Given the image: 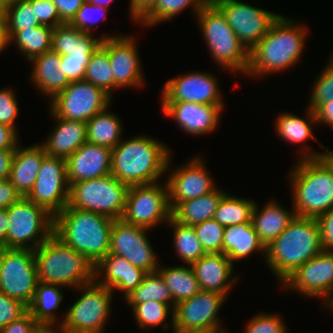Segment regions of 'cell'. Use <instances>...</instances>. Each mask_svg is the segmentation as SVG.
<instances>
[{
	"label": "cell",
	"mask_w": 333,
	"mask_h": 333,
	"mask_svg": "<svg viewBox=\"0 0 333 333\" xmlns=\"http://www.w3.org/2000/svg\"><path fill=\"white\" fill-rule=\"evenodd\" d=\"M60 284L43 283L38 281L35 294L28 311L36 322L44 329H59L62 321H59L57 310L64 299Z\"/></svg>",
	"instance_id": "cell-31"
},
{
	"label": "cell",
	"mask_w": 333,
	"mask_h": 333,
	"mask_svg": "<svg viewBox=\"0 0 333 333\" xmlns=\"http://www.w3.org/2000/svg\"><path fill=\"white\" fill-rule=\"evenodd\" d=\"M42 329L27 310L21 317L0 330V333H39Z\"/></svg>",
	"instance_id": "cell-53"
},
{
	"label": "cell",
	"mask_w": 333,
	"mask_h": 333,
	"mask_svg": "<svg viewBox=\"0 0 333 333\" xmlns=\"http://www.w3.org/2000/svg\"><path fill=\"white\" fill-rule=\"evenodd\" d=\"M207 3L214 2L215 0H205Z\"/></svg>",
	"instance_id": "cell-70"
},
{
	"label": "cell",
	"mask_w": 333,
	"mask_h": 333,
	"mask_svg": "<svg viewBox=\"0 0 333 333\" xmlns=\"http://www.w3.org/2000/svg\"><path fill=\"white\" fill-rule=\"evenodd\" d=\"M308 31L307 25L280 14L268 33L249 51L245 75L262 78L293 68L302 58Z\"/></svg>",
	"instance_id": "cell-1"
},
{
	"label": "cell",
	"mask_w": 333,
	"mask_h": 333,
	"mask_svg": "<svg viewBox=\"0 0 333 333\" xmlns=\"http://www.w3.org/2000/svg\"><path fill=\"white\" fill-rule=\"evenodd\" d=\"M5 20L7 31H21L41 25L29 0L8 3Z\"/></svg>",
	"instance_id": "cell-44"
},
{
	"label": "cell",
	"mask_w": 333,
	"mask_h": 333,
	"mask_svg": "<svg viewBox=\"0 0 333 333\" xmlns=\"http://www.w3.org/2000/svg\"><path fill=\"white\" fill-rule=\"evenodd\" d=\"M205 0H156L154 6L137 22L141 26L151 27L165 21H171L184 9L191 7L194 16L206 4Z\"/></svg>",
	"instance_id": "cell-41"
},
{
	"label": "cell",
	"mask_w": 333,
	"mask_h": 333,
	"mask_svg": "<svg viewBox=\"0 0 333 333\" xmlns=\"http://www.w3.org/2000/svg\"><path fill=\"white\" fill-rule=\"evenodd\" d=\"M55 126L40 144L48 156L66 159L87 142L86 122L57 117L50 109Z\"/></svg>",
	"instance_id": "cell-26"
},
{
	"label": "cell",
	"mask_w": 333,
	"mask_h": 333,
	"mask_svg": "<svg viewBox=\"0 0 333 333\" xmlns=\"http://www.w3.org/2000/svg\"><path fill=\"white\" fill-rule=\"evenodd\" d=\"M112 1L113 0H85V2H87V3L102 6V7H106L108 9H110L109 5Z\"/></svg>",
	"instance_id": "cell-65"
},
{
	"label": "cell",
	"mask_w": 333,
	"mask_h": 333,
	"mask_svg": "<svg viewBox=\"0 0 333 333\" xmlns=\"http://www.w3.org/2000/svg\"><path fill=\"white\" fill-rule=\"evenodd\" d=\"M219 87L217 78L211 73L187 72L166 81L161 102L224 105Z\"/></svg>",
	"instance_id": "cell-19"
},
{
	"label": "cell",
	"mask_w": 333,
	"mask_h": 333,
	"mask_svg": "<svg viewBox=\"0 0 333 333\" xmlns=\"http://www.w3.org/2000/svg\"><path fill=\"white\" fill-rule=\"evenodd\" d=\"M90 56L61 55L60 71H62L70 82L84 79Z\"/></svg>",
	"instance_id": "cell-50"
},
{
	"label": "cell",
	"mask_w": 333,
	"mask_h": 333,
	"mask_svg": "<svg viewBox=\"0 0 333 333\" xmlns=\"http://www.w3.org/2000/svg\"><path fill=\"white\" fill-rule=\"evenodd\" d=\"M150 229L114 220L108 254L123 256L132 265L147 273L157 272L160 265L156 251L147 237Z\"/></svg>",
	"instance_id": "cell-15"
},
{
	"label": "cell",
	"mask_w": 333,
	"mask_h": 333,
	"mask_svg": "<svg viewBox=\"0 0 333 333\" xmlns=\"http://www.w3.org/2000/svg\"><path fill=\"white\" fill-rule=\"evenodd\" d=\"M38 281L70 289L94 281V265L54 234L34 250Z\"/></svg>",
	"instance_id": "cell-6"
},
{
	"label": "cell",
	"mask_w": 333,
	"mask_h": 333,
	"mask_svg": "<svg viewBox=\"0 0 333 333\" xmlns=\"http://www.w3.org/2000/svg\"><path fill=\"white\" fill-rule=\"evenodd\" d=\"M116 36L119 34L95 37L93 33L83 32L70 23H64L53 30L51 50L59 55L91 56L104 39Z\"/></svg>",
	"instance_id": "cell-29"
},
{
	"label": "cell",
	"mask_w": 333,
	"mask_h": 333,
	"mask_svg": "<svg viewBox=\"0 0 333 333\" xmlns=\"http://www.w3.org/2000/svg\"><path fill=\"white\" fill-rule=\"evenodd\" d=\"M171 158L172 155L166 168V173L169 171L170 175L167 174L165 179L171 210L179 203L208 194L217 187L213 176L207 170L204 157L200 155L192 157L182 166H177L176 169L171 166Z\"/></svg>",
	"instance_id": "cell-16"
},
{
	"label": "cell",
	"mask_w": 333,
	"mask_h": 333,
	"mask_svg": "<svg viewBox=\"0 0 333 333\" xmlns=\"http://www.w3.org/2000/svg\"><path fill=\"white\" fill-rule=\"evenodd\" d=\"M15 150H0V180L9 179Z\"/></svg>",
	"instance_id": "cell-60"
},
{
	"label": "cell",
	"mask_w": 333,
	"mask_h": 333,
	"mask_svg": "<svg viewBox=\"0 0 333 333\" xmlns=\"http://www.w3.org/2000/svg\"><path fill=\"white\" fill-rule=\"evenodd\" d=\"M112 96L85 80L71 82L49 102V109L60 118L87 122L111 105Z\"/></svg>",
	"instance_id": "cell-12"
},
{
	"label": "cell",
	"mask_w": 333,
	"mask_h": 333,
	"mask_svg": "<svg viewBox=\"0 0 333 333\" xmlns=\"http://www.w3.org/2000/svg\"><path fill=\"white\" fill-rule=\"evenodd\" d=\"M82 295L62 317L60 333H104L110 317L113 291L95 281L75 288Z\"/></svg>",
	"instance_id": "cell-8"
},
{
	"label": "cell",
	"mask_w": 333,
	"mask_h": 333,
	"mask_svg": "<svg viewBox=\"0 0 333 333\" xmlns=\"http://www.w3.org/2000/svg\"><path fill=\"white\" fill-rule=\"evenodd\" d=\"M54 28L39 25L21 31H7L9 45L15 44L20 54L30 61L52 49V34Z\"/></svg>",
	"instance_id": "cell-36"
},
{
	"label": "cell",
	"mask_w": 333,
	"mask_h": 333,
	"mask_svg": "<svg viewBox=\"0 0 333 333\" xmlns=\"http://www.w3.org/2000/svg\"><path fill=\"white\" fill-rule=\"evenodd\" d=\"M167 225L173 229V249L183 264L191 265L206 254L197 238L194 226L182 224L173 217Z\"/></svg>",
	"instance_id": "cell-38"
},
{
	"label": "cell",
	"mask_w": 333,
	"mask_h": 333,
	"mask_svg": "<svg viewBox=\"0 0 333 333\" xmlns=\"http://www.w3.org/2000/svg\"><path fill=\"white\" fill-rule=\"evenodd\" d=\"M2 261H3V247H0V275L2 271Z\"/></svg>",
	"instance_id": "cell-68"
},
{
	"label": "cell",
	"mask_w": 333,
	"mask_h": 333,
	"mask_svg": "<svg viewBox=\"0 0 333 333\" xmlns=\"http://www.w3.org/2000/svg\"><path fill=\"white\" fill-rule=\"evenodd\" d=\"M314 80L307 107L314 110L319 104L333 100V57Z\"/></svg>",
	"instance_id": "cell-46"
},
{
	"label": "cell",
	"mask_w": 333,
	"mask_h": 333,
	"mask_svg": "<svg viewBox=\"0 0 333 333\" xmlns=\"http://www.w3.org/2000/svg\"><path fill=\"white\" fill-rule=\"evenodd\" d=\"M255 203L252 214V226L258 234L259 240L267 247L272 241L280 236L288 227L289 223L295 218V210H285L280 203L268 201L264 207Z\"/></svg>",
	"instance_id": "cell-30"
},
{
	"label": "cell",
	"mask_w": 333,
	"mask_h": 333,
	"mask_svg": "<svg viewBox=\"0 0 333 333\" xmlns=\"http://www.w3.org/2000/svg\"><path fill=\"white\" fill-rule=\"evenodd\" d=\"M317 126L326 124L333 128V100L319 104L314 110Z\"/></svg>",
	"instance_id": "cell-58"
},
{
	"label": "cell",
	"mask_w": 333,
	"mask_h": 333,
	"mask_svg": "<svg viewBox=\"0 0 333 333\" xmlns=\"http://www.w3.org/2000/svg\"><path fill=\"white\" fill-rule=\"evenodd\" d=\"M225 193L216 187L208 194L183 201L172 210V217L182 224L191 226L214 219L215 211Z\"/></svg>",
	"instance_id": "cell-33"
},
{
	"label": "cell",
	"mask_w": 333,
	"mask_h": 333,
	"mask_svg": "<svg viewBox=\"0 0 333 333\" xmlns=\"http://www.w3.org/2000/svg\"><path fill=\"white\" fill-rule=\"evenodd\" d=\"M109 107L86 122L87 142L113 149L121 140L123 125Z\"/></svg>",
	"instance_id": "cell-35"
},
{
	"label": "cell",
	"mask_w": 333,
	"mask_h": 333,
	"mask_svg": "<svg viewBox=\"0 0 333 333\" xmlns=\"http://www.w3.org/2000/svg\"><path fill=\"white\" fill-rule=\"evenodd\" d=\"M225 15L227 22L245 48L250 51L267 33L280 16L257 8L243 0H215L213 2Z\"/></svg>",
	"instance_id": "cell-14"
},
{
	"label": "cell",
	"mask_w": 333,
	"mask_h": 333,
	"mask_svg": "<svg viewBox=\"0 0 333 333\" xmlns=\"http://www.w3.org/2000/svg\"><path fill=\"white\" fill-rule=\"evenodd\" d=\"M39 333H60L59 329H42Z\"/></svg>",
	"instance_id": "cell-67"
},
{
	"label": "cell",
	"mask_w": 333,
	"mask_h": 333,
	"mask_svg": "<svg viewBox=\"0 0 333 333\" xmlns=\"http://www.w3.org/2000/svg\"><path fill=\"white\" fill-rule=\"evenodd\" d=\"M113 222L109 217L66 205L54 217V235L95 266L109 253Z\"/></svg>",
	"instance_id": "cell-4"
},
{
	"label": "cell",
	"mask_w": 333,
	"mask_h": 333,
	"mask_svg": "<svg viewBox=\"0 0 333 333\" xmlns=\"http://www.w3.org/2000/svg\"><path fill=\"white\" fill-rule=\"evenodd\" d=\"M147 274L132 265L123 256L107 254L94 267V281L114 291L124 293V298L135 290Z\"/></svg>",
	"instance_id": "cell-24"
},
{
	"label": "cell",
	"mask_w": 333,
	"mask_h": 333,
	"mask_svg": "<svg viewBox=\"0 0 333 333\" xmlns=\"http://www.w3.org/2000/svg\"><path fill=\"white\" fill-rule=\"evenodd\" d=\"M255 203L252 199L237 198L226 192L218 204L214 219L224 227L251 223Z\"/></svg>",
	"instance_id": "cell-39"
},
{
	"label": "cell",
	"mask_w": 333,
	"mask_h": 333,
	"mask_svg": "<svg viewBox=\"0 0 333 333\" xmlns=\"http://www.w3.org/2000/svg\"><path fill=\"white\" fill-rule=\"evenodd\" d=\"M5 1L8 4V3H11V2H14V1H17V0H5Z\"/></svg>",
	"instance_id": "cell-69"
},
{
	"label": "cell",
	"mask_w": 333,
	"mask_h": 333,
	"mask_svg": "<svg viewBox=\"0 0 333 333\" xmlns=\"http://www.w3.org/2000/svg\"><path fill=\"white\" fill-rule=\"evenodd\" d=\"M316 219L320 227L322 249L333 251V208Z\"/></svg>",
	"instance_id": "cell-54"
},
{
	"label": "cell",
	"mask_w": 333,
	"mask_h": 333,
	"mask_svg": "<svg viewBox=\"0 0 333 333\" xmlns=\"http://www.w3.org/2000/svg\"><path fill=\"white\" fill-rule=\"evenodd\" d=\"M35 8L36 18L41 25L55 28L64 22L60 19L56 5L51 0H29Z\"/></svg>",
	"instance_id": "cell-52"
},
{
	"label": "cell",
	"mask_w": 333,
	"mask_h": 333,
	"mask_svg": "<svg viewBox=\"0 0 333 333\" xmlns=\"http://www.w3.org/2000/svg\"><path fill=\"white\" fill-rule=\"evenodd\" d=\"M163 183L129 186L121 219L150 230L157 225L167 224L172 217V210L166 181Z\"/></svg>",
	"instance_id": "cell-11"
},
{
	"label": "cell",
	"mask_w": 333,
	"mask_h": 333,
	"mask_svg": "<svg viewBox=\"0 0 333 333\" xmlns=\"http://www.w3.org/2000/svg\"><path fill=\"white\" fill-rule=\"evenodd\" d=\"M108 11L109 9L106 7L85 2L70 24L83 32L92 33L94 26H97V23L101 20L98 18L101 16L102 20H104Z\"/></svg>",
	"instance_id": "cell-48"
},
{
	"label": "cell",
	"mask_w": 333,
	"mask_h": 333,
	"mask_svg": "<svg viewBox=\"0 0 333 333\" xmlns=\"http://www.w3.org/2000/svg\"><path fill=\"white\" fill-rule=\"evenodd\" d=\"M203 291L216 292L228 297L240 277L234 276V264L223 253H206L191 264ZM239 278V279H238Z\"/></svg>",
	"instance_id": "cell-25"
},
{
	"label": "cell",
	"mask_w": 333,
	"mask_h": 333,
	"mask_svg": "<svg viewBox=\"0 0 333 333\" xmlns=\"http://www.w3.org/2000/svg\"><path fill=\"white\" fill-rule=\"evenodd\" d=\"M9 46V39L7 36L6 20L0 19V53Z\"/></svg>",
	"instance_id": "cell-62"
},
{
	"label": "cell",
	"mask_w": 333,
	"mask_h": 333,
	"mask_svg": "<svg viewBox=\"0 0 333 333\" xmlns=\"http://www.w3.org/2000/svg\"><path fill=\"white\" fill-rule=\"evenodd\" d=\"M68 197L66 161L64 158L47 155L26 198L55 217L68 204Z\"/></svg>",
	"instance_id": "cell-17"
},
{
	"label": "cell",
	"mask_w": 333,
	"mask_h": 333,
	"mask_svg": "<svg viewBox=\"0 0 333 333\" xmlns=\"http://www.w3.org/2000/svg\"><path fill=\"white\" fill-rule=\"evenodd\" d=\"M224 105H207L191 102H161V111L173 118L179 128L189 135L211 134L220 124Z\"/></svg>",
	"instance_id": "cell-22"
},
{
	"label": "cell",
	"mask_w": 333,
	"mask_h": 333,
	"mask_svg": "<svg viewBox=\"0 0 333 333\" xmlns=\"http://www.w3.org/2000/svg\"><path fill=\"white\" fill-rule=\"evenodd\" d=\"M224 228L215 219L194 225L197 238L206 253H223Z\"/></svg>",
	"instance_id": "cell-45"
},
{
	"label": "cell",
	"mask_w": 333,
	"mask_h": 333,
	"mask_svg": "<svg viewBox=\"0 0 333 333\" xmlns=\"http://www.w3.org/2000/svg\"><path fill=\"white\" fill-rule=\"evenodd\" d=\"M7 248L35 250L54 234V216L26 197L7 208Z\"/></svg>",
	"instance_id": "cell-10"
},
{
	"label": "cell",
	"mask_w": 333,
	"mask_h": 333,
	"mask_svg": "<svg viewBox=\"0 0 333 333\" xmlns=\"http://www.w3.org/2000/svg\"><path fill=\"white\" fill-rule=\"evenodd\" d=\"M195 18L216 65L245 75L249 66V51L240 42L222 11L213 2L206 3Z\"/></svg>",
	"instance_id": "cell-7"
},
{
	"label": "cell",
	"mask_w": 333,
	"mask_h": 333,
	"mask_svg": "<svg viewBox=\"0 0 333 333\" xmlns=\"http://www.w3.org/2000/svg\"><path fill=\"white\" fill-rule=\"evenodd\" d=\"M22 198L9 179L0 180V208H8Z\"/></svg>",
	"instance_id": "cell-56"
},
{
	"label": "cell",
	"mask_w": 333,
	"mask_h": 333,
	"mask_svg": "<svg viewBox=\"0 0 333 333\" xmlns=\"http://www.w3.org/2000/svg\"><path fill=\"white\" fill-rule=\"evenodd\" d=\"M166 145L147 135L122 139L112 149L111 175L128 186L158 182L171 156Z\"/></svg>",
	"instance_id": "cell-2"
},
{
	"label": "cell",
	"mask_w": 333,
	"mask_h": 333,
	"mask_svg": "<svg viewBox=\"0 0 333 333\" xmlns=\"http://www.w3.org/2000/svg\"><path fill=\"white\" fill-rule=\"evenodd\" d=\"M128 306L148 301H156L174 307L171 291L158 272L147 273L140 285L124 299Z\"/></svg>",
	"instance_id": "cell-40"
},
{
	"label": "cell",
	"mask_w": 333,
	"mask_h": 333,
	"mask_svg": "<svg viewBox=\"0 0 333 333\" xmlns=\"http://www.w3.org/2000/svg\"><path fill=\"white\" fill-rule=\"evenodd\" d=\"M129 186L113 175L85 180L69 185L68 204L70 207L91 211L109 217L121 219L125 210L126 195Z\"/></svg>",
	"instance_id": "cell-9"
},
{
	"label": "cell",
	"mask_w": 333,
	"mask_h": 333,
	"mask_svg": "<svg viewBox=\"0 0 333 333\" xmlns=\"http://www.w3.org/2000/svg\"><path fill=\"white\" fill-rule=\"evenodd\" d=\"M280 286L321 300L333 289V251L322 250L302 264Z\"/></svg>",
	"instance_id": "cell-20"
},
{
	"label": "cell",
	"mask_w": 333,
	"mask_h": 333,
	"mask_svg": "<svg viewBox=\"0 0 333 333\" xmlns=\"http://www.w3.org/2000/svg\"><path fill=\"white\" fill-rule=\"evenodd\" d=\"M260 252L266 258V247L259 240L252 223L229 225L224 228L223 254L235 264L248 258L250 254Z\"/></svg>",
	"instance_id": "cell-32"
},
{
	"label": "cell",
	"mask_w": 333,
	"mask_h": 333,
	"mask_svg": "<svg viewBox=\"0 0 333 333\" xmlns=\"http://www.w3.org/2000/svg\"><path fill=\"white\" fill-rule=\"evenodd\" d=\"M17 96L12 88L0 89V124L13 127L16 131L18 127L15 124L19 112Z\"/></svg>",
	"instance_id": "cell-49"
},
{
	"label": "cell",
	"mask_w": 333,
	"mask_h": 333,
	"mask_svg": "<svg viewBox=\"0 0 333 333\" xmlns=\"http://www.w3.org/2000/svg\"><path fill=\"white\" fill-rule=\"evenodd\" d=\"M9 226V218L7 208H0V247L7 248V230Z\"/></svg>",
	"instance_id": "cell-61"
},
{
	"label": "cell",
	"mask_w": 333,
	"mask_h": 333,
	"mask_svg": "<svg viewBox=\"0 0 333 333\" xmlns=\"http://www.w3.org/2000/svg\"><path fill=\"white\" fill-rule=\"evenodd\" d=\"M305 118L297 116L292 113L284 112L278 115V118L275 122V131L279 138H282L286 142L292 144H300L304 143L313 138L318 141L314 135V131L312 129V125L314 127L317 126V121L315 119V115L313 110L307 107Z\"/></svg>",
	"instance_id": "cell-37"
},
{
	"label": "cell",
	"mask_w": 333,
	"mask_h": 333,
	"mask_svg": "<svg viewBox=\"0 0 333 333\" xmlns=\"http://www.w3.org/2000/svg\"><path fill=\"white\" fill-rule=\"evenodd\" d=\"M138 327L141 329H149L162 325L163 330L173 328V313L174 307L156 301H148L135 304L131 309ZM170 315V316H169ZM171 317L170 324L167 323V318Z\"/></svg>",
	"instance_id": "cell-43"
},
{
	"label": "cell",
	"mask_w": 333,
	"mask_h": 333,
	"mask_svg": "<svg viewBox=\"0 0 333 333\" xmlns=\"http://www.w3.org/2000/svg\"><path fill=\"white\" fill-rule=\"evenodd\" d=\"M173 333H220L218 330H206V329H177L172 328Z\"/></svg>",
	"instance_id": "cell-63"
},
{
	"label": "cell",
	"mask_w": 333,
	"mask_h": 333,
	"mask_svg": "<svg viewBox=\"0 0 333 333\" xmlns=\"http://www.w3.org/2000/svg\"><path fill=\"white\" fill-rule=\"evenodd\" d=\"M28 307L21 301L10 298L0 291V330L21 317Z\"/></svg>",
	"instance_id": "cell-51"
},
{
	"label": "cell",
	"mask_w": 333,
	"mask_h": 333,
	"mask_svg": "<svg viewBox=\"0 0 333 333\" xmlns=\"http://www.w3.org/2000/svg\"><path fill=\"white\" fill-rule=\"evenodd\" d=\"M289 175L296 216L317 218L333 208V169L323 158H300Z\"/></svg>",
	"instance_id": "cell-5"
},
{
	"label": "cell",
	"mask_w": 333,
	"mask_h": 333,
	"mask_svg": "<svg viewBox=\"0 0 333 333\" xmlns=\"http://www.w3.org/2000/svg\"><path fill=\"white\" fill-rule=\"evenodd\" d=\"M57 8L60 19L64 23H70L85 0H51Z\"/></svg>",
	"instance_id": "cell-55"
},
{
	"label": "cell",
	"mask_w": 333,
	"mask_h": 333,
	"mask_svg": "<svg viewBox=\"0 0 333 333\" xmlns=\"http://www.w3.org/2000/svg\"><path fill=\"white\" fill-rule=\"evenodd\" d=\"M18 133L13 127L0 124V150H15L19 145Z\"/></svg>",
	"instance_id": "cell-57"
},
{
	"label": "cell",
	"mask_w": 333,
	"mask_h": 333,
	"mask_svg": "<svg viewBox=\"0 0 333 333\" xmlns=\"http://www.w3.org/2000/svg\"><path fill=\"white\" fill-rule=\"evenodd\" d=\"M322 250L317 219L295 216L283 233L266 247L264 261L281 285Z\"/></svg>",
	"instance_id": "cell-3"
},
{
	"label": "cell",
	"mask_w": 333,
	"mask_h": 333,
	"mask_svg": "<svg viewBox=\"0 0 333 333\" xmlns=\"http://www.w3.org/2000/svg\"><path fill=\"white\" fill-rule=\"evenodd\" d=\"M68 185L111 174L112 149L85 142L65 159Z\"/></svg>",
	"instance_id": "cell-23"
},
{
	"label": "cell",
	"mask_w": 333,
	"mask_h": 333,
	"mask_svg": "<svg viewBox=\"0 0 333 333\" xmlns=\"http://www.w3.org/2000/svg\"><path fill=\"white\" fill-rule=\"evenodd\" d=\"M227 297L216 292L200 290L191 298L174 306L173 328L206 329L226 333L218 317ZM222 328V329H221Z\"/></svg>",
	"instance_id": "cell-18"
},
{
	"label": "cell",
	"mask_w": 333,
	"mask_h": 333,
	"mask_svg": "<svg viewBox=\"0 0 333 333\" xmlns=\"http://www.w3.org/2000/svg\"><path fill=\"white\" fill-rule=\"evenodd\" d=\"M156 0H130L129 17L138 22L155 4Z\"/></svg>",
	"instance_id": "cell-59"
},
{
	"label": "cell",
	"mask_w": 333,
	"mask_h": 333,
	"mask_svg": "<svg viewBox=\"0 0 333 333\" xmlns=\"http://www.w3.org/2000/svg\"><path fill=\"white\" fill-rule=\"evenodd\" d=\"M105 90L113 97V71L108 57V39H104L98 49L90 56L84 79Z\"/></svg>",
	"instance_id": "cell-42"
},
{
	"label": "cell",
	"mask_w": 333,
	"mask_h": 333,
	"mask_svg": "<svg viewBox=\"0 0 333 333\" xmlns=\"http://www.w3.org/2000/svg\"><path fill=\"white\" fill-rule=\"evenodd\" d=\"M37 282L34 250L3 247L0 291L28 307L33 300Z\"/></svg>",
	"instance_id": "cell-13"
},
{
	"label": "cell",
	"mask_w": 333,
	"mask_h": 333,
	"mask_svg": "<svg viewBox=\"0 0 333 333\" xmlns=\"http://www.w3.org/2000/svg\"><path fill=\"white\" fill-rule=\"evenodd\" d=\"M60 58L61 55L50 50L29 61L32 66L31 75H29L31 82L43 95L48 96L49 100L71 83L60 71Z\"/></svg>",
	"instance_id": "cell-28"
},
{
	"label": "cell",
	"mask_w": 333,
	"mask_h": 333,
	"mask_svg": "<svg viewBox=\"0 0 333 333\" xmlns=\"http://www.w3.org/2000/svg\"><path fill=\"white\" fill-rule=\"evenodd\" d=\"M157 272L161 275L165 285L171 291L174 306L191 298L201 290L195 273L189 264H187V266L183 264L170 267H165L160 264Z\"/></svg>",
	"instance_id": "cell-34"
},
{
	"label": "cell",
	"mask_w": 333,
	"mask_h": 333,
	"mask_svg": "<svg viewBox=\"0 0 333 333\" xmlns=\"http://www.w3.org/2000/svg\"><path fill=\"white\" fill-rule=\"evenodd\" d=\"M47 156L44 147L39 143L15 149L9 181L16 187L22 197H26L38 176L43 159Z\"/></svg>",
	"instance_id": "cell-27"
},
{
	"label": "cell",
	"mask_w": 333,
	"mask_h": 333,
	"mask_svg": "<svg viewBox=\"0 0 333 333\" xmlns=\"http://www.w3.org/2000/svg\"><path fill=\"white\" fill-rule=\"evenodd\" d=\"M245 325L244 333H287L282 317L272 313L257 314Z\"/></svg>",
	"instance_id": "cell-47"
},
{
	"label": "cell",
	"mask_w": 333,
	"mask_h": 333,
	"mask_svg": "<svg viewBox=\"0 0 333 333\" xmlns=\"http://www.w3.org/2000/svg\"><path fill=\"white\" fill-rule=\"evenodd\" d=\"M8 4L5 0H0V19H5Z\"/></svg>",
	"instance_id": "cell-66"
},
{
	"label": "cell",
	"mask_w": 333,
	"mask_h": 333,
	"mask_svg": "<svg viewBox=\"0 0 333 333\" xmlns=\"http://www.w3.org/2000/svg\"><path fill=\"white\" fill-rule=\"evenodd\" d=\"M119 35L108 38V57L113 71V91L118 88H142L146 83L136 38Z\"/></svg>",
	"instance_id": "cell-21"
},
{
	"label": "cell",
	"mask_w": 333,
	"mask_h": 333,
	"mask_svg": "<svg viewBox=\"0 0 333 333\" xmlns=\"http://www.w3.org/2000/svg\"><path fill=\"white\" fill-rule=\"evenodd\" d=\"M322 300L324 307L333 313V289Z\"/></svg>",
	"instance_id": "cell-64"
}]
</instances>
